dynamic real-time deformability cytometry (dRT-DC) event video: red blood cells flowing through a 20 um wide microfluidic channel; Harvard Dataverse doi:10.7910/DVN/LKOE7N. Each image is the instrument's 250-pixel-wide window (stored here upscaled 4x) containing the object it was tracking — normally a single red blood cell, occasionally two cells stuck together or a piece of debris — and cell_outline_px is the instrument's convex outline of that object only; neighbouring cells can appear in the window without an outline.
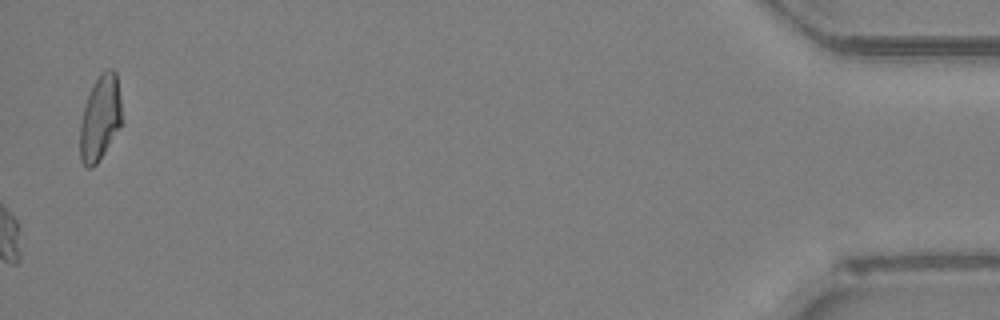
{"species": "Egyptian fruit bat (a non-hibernating species)", "species_latin": "Rousettus aegyptiacus", "temperature_condition": "room temperature", "stored_images_in_passage": 49, "camera_frame_rate_fps": 3000, "um_per_image_px": 0.085, "animal": {"sex": "female"}, "frame": {"image": 1, "passage_image": 49, "time_ms": 16.0, "image_size_px": [1000, 320], "cell_outline_px": [[120, 124], [96, 164], [92, 168], [88, 168], [80, 160], [80, 124], [84, 108], [88, 96], [96, 80], [108, 68], [112, 68], [116, 72], [120, 100]], "centroid_in_image_um": [8.48, 10.03], "position_along_channel_um": 426.7, "area_um2": 19.83}, "authors_computed_cell_mechanics": {"area_um2": 23.0622, "velocity_mm_per_s": 4.1653, "shape_relaxation_time_tau1_ms": 10.2441, "shape_relaxation_time_tau2_ms": 1.9273, "deformation_change_tau1": 0.2096, "deformation_change_tau2": 0.0886}}